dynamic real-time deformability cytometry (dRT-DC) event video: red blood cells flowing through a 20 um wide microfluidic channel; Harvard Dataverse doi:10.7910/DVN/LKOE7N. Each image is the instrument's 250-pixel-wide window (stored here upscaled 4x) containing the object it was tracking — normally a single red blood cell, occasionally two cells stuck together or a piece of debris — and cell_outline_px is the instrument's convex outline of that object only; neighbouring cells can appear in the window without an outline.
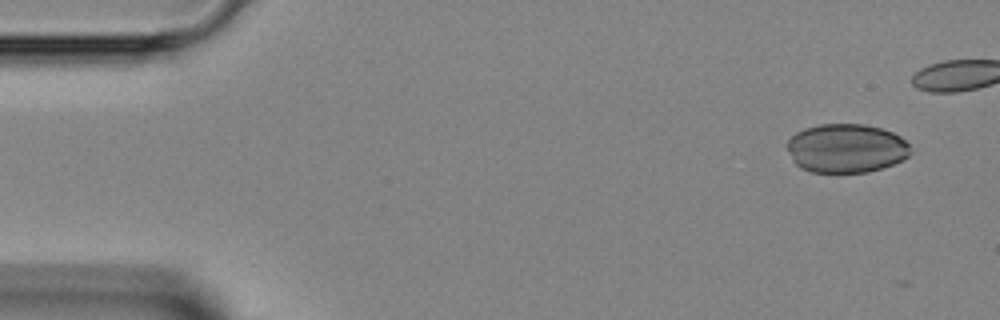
{"species": "Egyptian fruit bat (a non-hibernating species)", "species_latin": "Rousettus aegyptiacus", "temperature_condition": "room temperature", "stored_images_in_passage": 18, "camera_frame_rate_fps": 3000, "um_per_image_px": 0.085, "animal": {"sex": "female"}, "frame": {"image": 1, "passage_image": 3, "time_ms": 0.667, "image_size_px": [1000, 320], "cell_outline_px": [[912, 152], [908, 156], [892, 164], [868, 172], [812, 172], [800, 168], [792, 160], [784, 144], [796, 132], [804, 128], [820, 124], [864, 124], [880, 128], [892, 132], [900, 136], [908, 144]], "centroid_in_image_um": [71.89, 12.6], "position_along_channel_um": 13.1, "area_um2": 35.26}}